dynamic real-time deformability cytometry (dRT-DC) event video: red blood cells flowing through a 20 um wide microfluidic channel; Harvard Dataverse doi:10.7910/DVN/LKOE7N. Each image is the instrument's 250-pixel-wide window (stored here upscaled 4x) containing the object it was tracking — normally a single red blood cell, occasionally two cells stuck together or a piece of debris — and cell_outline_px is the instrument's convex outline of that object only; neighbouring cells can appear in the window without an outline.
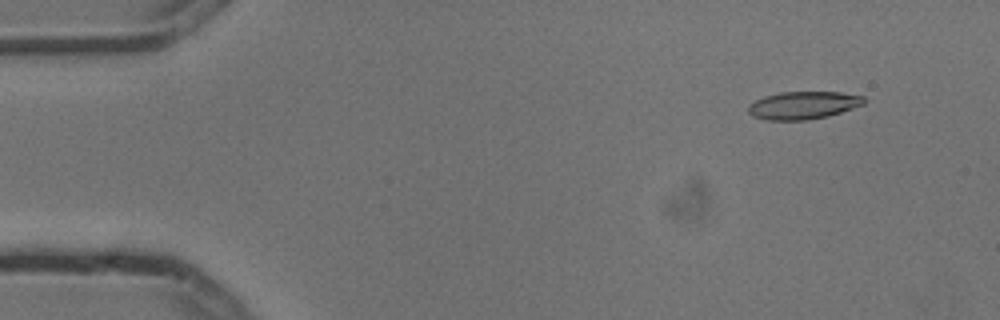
{"species": "common noctule bat (a hibernating species)", "species_latin": "Nyctalus noctula", "temperature_condition": "cold", "stored_images_in_passage": 5, "camera_frame_rate_fps": 3000, "um_per_image_px": 0.085, "animal": {"sex": "male", "body_mass_g": 13.3}, "frame": {"image": 1, "passage_image": 2, "time_ms": 0.333, "image_size_px": [1000, 320], "cell_outline_px": [[864, 104], [828, 116], [808, 120], [768, 120], [752, 116], [748, 112], [748, 108], [756, 100], [764, 96], [780, 92], [840, 92], [864, 96]], "centroid_in_image_um": [68.27, 8.95], "position_along_channel_um": 16.7, "area_um2": 18.55}}
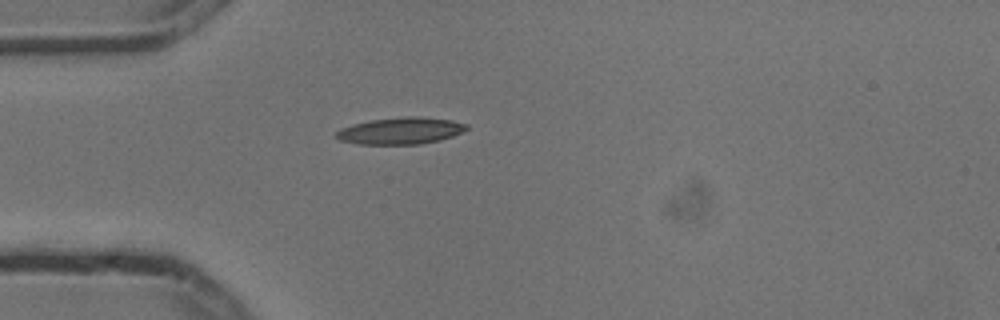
{"frame": {"image": 2, "passage_image": 5, "time_ms": 1.333, "image_size_px": [1000, 320], "cell_outline_px": [[468, 128], [452, 136], [440, 140], [420, 144], [360, 144], [340, 140], [336, 136], [336, 132], [340, 128], [352, 124], [372, 120], [408, 116], [416, 116], [452, 120], [468, 124]], "centroid_in_image_um": [34.05, 11.11], "position_along_channel_um": 50.9, "area_um2": 20.17}}